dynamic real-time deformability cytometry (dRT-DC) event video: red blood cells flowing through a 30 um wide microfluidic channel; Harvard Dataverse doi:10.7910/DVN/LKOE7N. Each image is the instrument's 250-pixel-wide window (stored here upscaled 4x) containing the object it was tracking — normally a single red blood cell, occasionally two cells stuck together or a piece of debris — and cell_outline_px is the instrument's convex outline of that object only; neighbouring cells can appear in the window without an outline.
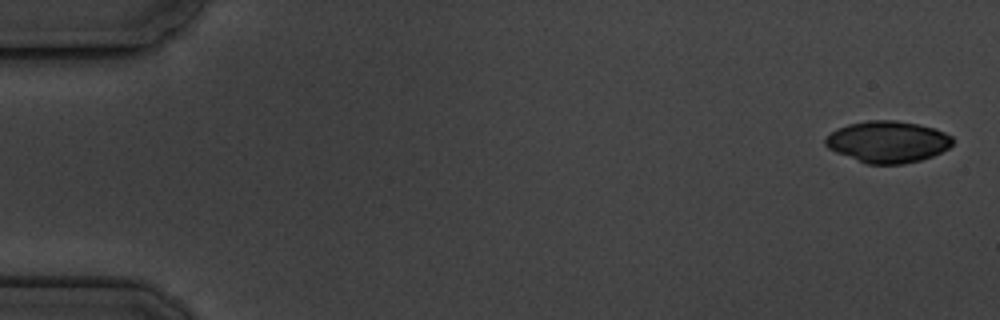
{"species": "common noctule bat (a hibernating species)", "species_latin": "Nyctalus noctula", "temperature_condition": "cold", "stored_images_in_passage": 7, "camera_frame_rate_fps": 3000, "um_per_image_px": 0.085, "animal": {"sex": "male", "body_mass_g": 19.5, "forearm_length_mm": 54.6}, "frame": {"image": 1, "passage_image": 1, "time_ms": 0.0, "image_size_px": [1000, 320], "cell_outline_px": [[952, 144], [948, 148], [932, 156], [920, 160], [904, 164], [868, 164], [836, 152], [828, 148], [824, 144], [824, 140], [836, 128], [848, 124], [868, 120], [896, 120], [916, 124], [932, 128], [944, 132], [952, 136]], "centroid_in_image_um": [75.44, 12.05], "position_along_channel_um": 9.6, "area_um2": 30.63}}